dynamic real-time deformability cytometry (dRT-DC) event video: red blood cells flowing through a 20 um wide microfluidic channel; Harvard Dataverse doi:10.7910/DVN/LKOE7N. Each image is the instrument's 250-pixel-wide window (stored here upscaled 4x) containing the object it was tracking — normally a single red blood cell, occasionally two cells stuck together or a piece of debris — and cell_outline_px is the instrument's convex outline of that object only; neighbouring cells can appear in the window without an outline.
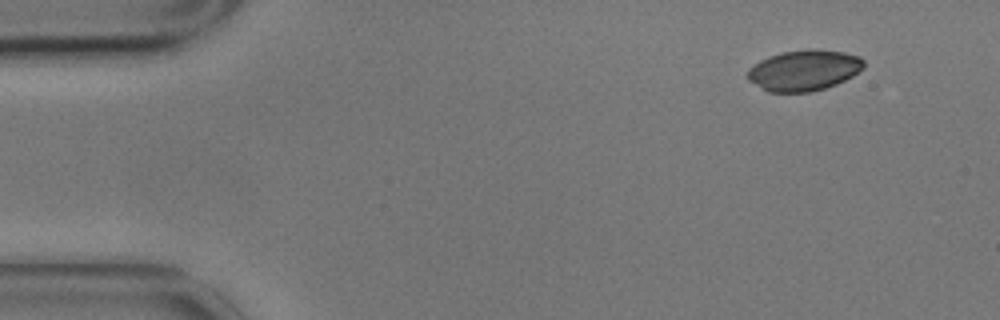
{"species": "common noctule bat (a hibernating species)", "species_latin": "Nyctalus noctula", "temperature_condition": "cold", "stored_images_in_passage": 5, "camera_frame_rate_fps": 3000, "um_per_image_px": 0.085, "animal": {"sex": "male", "body_mass_g": 17.9}, "frame": {"image": 1, "passage_image": 5, "time_ms": 1.333, "image_size_px": [1000, 320], "cell_outline_px": [[864, 68], [852, 76], [836, 84], [824, 88], [808, 92], [768, 92], [748, 80], [748, 68], [760, 60], [768, 56], [784, 52], [808, 48], [816, 48], [844, 52], [860, 56], [864, 60]], "centroid_in_image_um": [68.35, 5.96], "position_along_channel_um": 16.7, "area_um2": 27.74}}